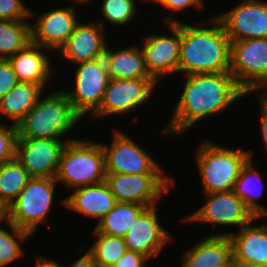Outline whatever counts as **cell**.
I'll return each instance as SVG.
<instances>
[{
	"instance_id": "6da1fadb",
	"label": "cell",
	"mask_w": 267,
	"mask_h": 267,
	"mask_svg": "<svg viewBox=\"0 0 267 267\" xmlns=\"http://www.w3.org/2000/svg\"><path fill=\"white\" fill-rule=\"evenodd\" d=\"M185 80L181 97L163 134H182L196 122L221 114L234 101L247 95L230 71L195 73L186 75Z\"/></svg>"
},
{
	"instance_id": "7a4b0ae2",
	"label": "cell",
	"mask_w": 267,
	"mask_h": 267,
	"mask_svg": "<svg viewBox=\"0 0 267 267\" xmlns=\"http://www.w3.org/2000/svg\"><path fill=\"white\" fill-rule=\"evenodd\" d=\"M165 18L166 24L181 22L178 72L190 75L230 71L231 41L216 17L207 20V28L191 26L171 16Z\"/></svg>"
},
{
	"instance_id": "3957f363",
	"label": "cell",
	"mask_w": 267,
	"mask_h": 267,
	"mask_svg": "<svg viewBox=\"0 0 267 267\" xmlns=\"http://www.w3.org/2000/svg\"><path fill=\"white\" fill-rule=\"evenodd\" d=\"M81 119L63 90L51 92L18 123L17 138L61 140Z\"/></svg>"
},
{
	"instance_id": "277c9868",
	"label": "cell",
	"mask_w": 267,
	"mask_h": 267,
	"mask_svg": "<svg viewBox=\"0 0 267 267\" xmlns=\"http://www.w3.org/2000/svg\"><path fill=\"white\" fill-rule=\"evenodd\" d=\"M55 179L68 189L106 181L101 144L88 138L68 142L62 151Z\"/></svg>"
},
{
	"instance_id": "5b68a950",
	"label": "cell",
	"mask_w": 267,
	"mask_h": 267,
	"mask_svg": "<svg viewBox=\"0 0 267 267\" xmlns=\"http://www.w3.org/2000/svg\"><path fill=\"white\" fill-rule=\"evenodd\" d=\"M200 145L195 160L204 193L233 190L242 167L250 159L249 150L226 148L208 140Z\"/></svg>"
},
{
	"instance_id": "8992f818",
	"label": "cell",
	"mask_w": 267,
	"mask_h": 267,
	"mask_svg": "<svg viewBox=\"0 0 267 267\" xmlns=\"http://www.w3.org/2000/svg\"><path fill=\"white\" fill-rule=\"evenodd\" d=\"M230 73L246 94L256 91L265 93L267 91V37L231 42Z\"/></svg>"
},
{
	"instance_id": "52a82bcc",
	"label": "cell",
	"mask_w": 267,
	"mask_h": 267,
	"mask_svg": "<svg viewBox=\"0 0 267 267\" xmlns=\"http://www.w3.org/2000/svg\"><path fill=\"white\" fill-rule=\"evenodd\" d=\"M56 183L53 177H32L8 206L9 222L31 235L35 234L38 225L46 221L50 212Z\"/></svg>"
},
{
	"instance_id": "ba28073f",
	"label": "cell",
	"mask_w": 267,
	"mask_h": 267,
	"mask_svg": "<svg viewBox=\"0 0 267 267\" xmlns=\"http://www.w3.org/2000/svg\"><path fill=\"white\" fill-rule=\"evenodd\" d=\"M174 181L165 173L106 174V182L116 202L139 203L147 207L157 205Z\"/></svg>"
},
{
	"instance_id": "9c48e42d",
	"label": "cell",
	"mask_w": 267,
	"mask_h": 267,
	"mask_svg": "<svg viewBox=\"0 0 267 267\" xmlns=\"http://www.w3.org/2000/svg\"><path fill=\"white\" fill-rule=\"evenodd\" d=\"M74 71V91H64L75 111L81 116L94 114L100 107L109 75L104 58L81 62Z\"/></svg>"
},
{
	"instance_id": "30bf717a",
	"label": "cell",
	"mask_w": 267,
	"mask_h": 267,
	"mask_svg": "<svg viewBox=\"0 0 267 267\" xmlns=\"http://www.w3.org/2000/svg\"><path fill=\"white\" fill-rule=\"evenodd\" d=\"M113 133L110 146L100 143L105 156L106 174L165 173L164 169L126 133L119 130Z\"/></svg>"
},
{
	"instance_id": "8fae6325",
	"label": "cell",
	"mask_w": 267,
	"mask_h": 267,
	"mask_svg": "<svg viewBox=\"0 0 267 267\" xmlns=\"http://www.w3.org/2000/svg\"><path fill=\"white\" fill-rule=\"evenodd\" d=\"M204 195L207 202L193 214L181 219V222L198 221L212 223L213 226L228 225L241 228L255 219L233 190L204 193Z\"/></svg>"
},
{
	"instance_id": "7c38bea8",
	"label": "cell",
	"mask_w": 267,
	"mask_h": 267,
	"mask_svg": "<svg viewBox=\"0 0 267 267\" xmlns=\"http://www.w3.org/2000/svg\"><path fill=\"white\" fill-rule=\"evenodd\" d=\"M156 85L157 82L153 78H109L102 103L93 116L128 113L146 103Z\"/></svg>"
},
{
	"instance_id": "4fadbf2b",
	"label": "cell",
	"mask_w": 267,
	"mask_h": 267,
	"mask_svg": "<svg viewBox=\"0 0 267 267\" xmlns=\"http://www.w3.org/2000/svg\"><path fill=\"white\" fill-rule=\"evenodd\" d=\"M73 140L17 138L15 158L31 177L55 178L62 151Z\"/></svg>"
},
{
	"instance_id": "5bb4252c",
	"label": "cell",
	"mask_w": 267,
	"mask_h": 267,
	"mask_svg": "<svg viewBox=\"0 0 267 267\" xmlns=\"http://www.w3.org/2000/svg\"><path fill=\"white\" fill-rule=\"evenodd\" d=\"M230 41L267 37V2L243 0L228 12L215 16Z\"/></svg>"
},
{
	"instance_id": "9a60e30c",
	"label": "cell",
	"mask_w": 267,
	"mask_h": 267,
	"mask_svg": "<svg viewBox=\"0 0 267 267\" xmlns=\"http://www.w3.org/2000/svg\"><path fill=\"white\" fill-rule=\"evenodd\" d=\"M167 27L171 36L149 35L144 39L143 47H141L146 69L156 82L166 74L178 73L181 22L167 24Z\"/></svg>"
},
{
	"instance_id": "2e32d148",
	"label": "cell",
	"mask_w": 267,
	"mask_h": 267,
	"mask_svg": "<svg viewBox=\"0 0 267 267\" xmlns=\"http://www.w3.org/2000/svg\"><path fill=\"white\" fill-rule=\"evenodd\" d=\"M156 207H147L123 236L127 250L140 253L149 260L158 256L172 238L158 221Z\"/></svg>"
},
{
	"instance_id": "e0dca14e",
	"label": "cell",
	"mask_w": 267,
	"mask_h": 267,
	"mask_svg": "<svg viewBox=\"0 0 267 267\" xmlns=\"http://www.w3.org/2000/svg\"><path fill=\"white\" fill-rule=\"evenodd\" d=\"M104 21L102 22H78L73 33L67 41L58 49L64 59L78 64L103 58L107 47L104 34Z\"/></svg>"
},
{
	"instance_id": "ac0fdd59",
	"label": "cell",
	"mask_w": 267,
	"mask_h": 267,
	"mask_svg": "<svg viewBox=\"0 0 267 267\" xmlns=\"http://www.w3.org/2000/svg\"><path fill=\"white\" fill-rule=\"evenodd\" d=\"M75 5L44 12L31 24L32 42L49 50L58 49L67 41L76 24Z\"/></svg>"
},
{
	"instance_id": "d6986e66",
	"label": "cell",
	"mask_w": 267,
	"mask_h": 267,
	"mask_svg": "<svg viewBox=\"0 0 267 267\" xmlns=\"http://www.w3.org/2000/svg\"><path fill=\"white\" fill-rule=\"evenodd\" d=\"M181 267L235 266L233 246L228 233H216L197 241L182 255Z\"/></svg>"
},
{
	"instance_id": "ffe728a7",
	"label": "cell",
	"mask_w": 267,
	"mask_h": 267,
	"mask_svg": "<svg viewBox=\"0 0 267 267\" xmlns=\"http://www.w3.org/2000/svg\"><path fill=\"white\" fill-rule=\"evenodd\" d=\"M255 218L241 227L239 234H228L233 246V262L241 267L267 263V225L252 226Z\"/></svg>"
},
{
	"instance_id": "44dd1931",
	"label": "cell",
	"mask_w": 267,
	"mask_h": 267,
	"mask_svg": "<svg viewBox=\"0 0 267 267\" xmlns=\"http://www.w3.org/2000/svg\"><path fill=\"white\" fill-rule=\"evenodd\" d=\"M66 209L99 221L114 207L116 199L106 181L74 189L62 200Z\"/></svg>"
},
{
	"instance_id": "7402d4cb",
	"label": "cell",
	"mask_w": 267,
	"mask_h": 267,
	"mask_svg": "<svg viewBox=\"0 0 267 267\" xmlns=\"http://www.w3.org/2000/svg\"><path fill=\"white\" fill-rule=\"evenodd\" d=\"M43 51L44 48L33 42L29 43L24 49L8 58L19 82H31L40 85L43 89L48 83L51 73L49 57Z\"/></svg>"
},
{
	"instance_id": "603a6c76",
	"label": "cell",
	"mask_w": 267,
	"mask_h": 267,
	"mask_svg": "<svg viewBox=\"0 0 267 267\" xmlns=\"http://www.w3.org/2000/svg\"><path fill=\"white\" fill-rule=\"evenodd\" d=\"M110 49L107 46L103 56L109 78H152L146 69L143 52L137 45L121 49L117 52Z\"/></svg>"
},
{
	"instance_id": "cb8c5ba5",
	"label": "cell",
	"mask_w": 267,
	"mask_h": 267,
	"mask_svg": "<svg viewBox=\"0 0 267 267\" xmlns=\"http://www.w3.org/2000/svg\"><path fill=\"white\" fill-rule=\"evenodd\" d=\"M43 88L31 82H19L5 96L0 98V115L10 118L13 125L18 123L37 104Z\"/></svg>"
},
{
	"instance_id": "d4e9b609",
	"label": "cell",
	"mask_w": 267,
	"mask_h": 267,
	"mask_svg": "<svg viewBox=\"0 0 267 267\" xmlns=\"http://www.w3.org/2000/svg\"><path fill=\"white\" fill-rule=\"evenodd\" d=\"M249 153L250 159L242 167L233 191L255 218H263L267 216V209L263 204H259L257 199L263 193L264 183L260 171L253 165L252 150H249Z\"/></svg>"
},
{
	"instance_id": "484cf974",
	"label": "cell",
	"mask_w": 267,
	"mask_h": 267,
	"mask_svg": "<svg viewBox=\"0 0 267 267\" xmlns=\"http://www.w3.org/2000/svg\"><path fill=\"white\" fill-rule=\"evenodd\" d=\"M147 208L139 203L116 202L114 207L97 223L99 233L123 237L139 215Z\"/></svg>"
},
{
	"instance_id": "4316f807",
	"label": "cell",
	"mask_w": 267,
	"mask_h": 267,
	"mask_svg": "<svg viewBox=\"0 0 267 267\" xmlns=\"http://www.w3.org/2000/svg\"><path fill=\"white\" fill-rule=\"evenodd\" d=\"M31 42V23L26 20H0V59H8Z\"/></svg>"
},
{
	"instance_id": "83f0119b",
	"label": "cell",
	"mask_w": 267,
	"mask_h": 267,
	"mask_svg": "<svg viewBox=\"0 0 267 267\" xmlns=\"http://www.w3.org/2000/svg\"><path fill=\"white\" fill-rule=\"evenodd\" d=\"M31 178L16 158L0 164V200L9 206Z\"/></svg>"
},
{
	"instance_id": "f1b7e54d",
	"label": "cell",
	"mask_w": 267,
	"mask_h": 267,
	"mask_svg": "<svg viewBox=\"0 0 267 267\" xmlns=\"http://www.w3.org/2000/svg\"><path fill=\"white\" fill-rule=\"evenodd\" d=\"M93 231L96 241L88 252L98 267H112L127 251L123 237Z\"/></svg>"
},
{
	"instance_id": "f546056e",
	"label": "cell",
	"mask_w": 267,
	"mask_h": 267,
	"mask_svg": "<svg viewBox=\"0 0 267 267\" xmlns=\"http://www.w3.org/2000/svg\"><path fill=\"white\" fill-rule=\"evenodd\" d=\"M6 224L10 230L6 231L2 227L0 228V267H5L23 256L24 251L20 242H24L32 236L29 232L10 222Z\"/></svg>"
},
{
	"instance_id": "4dcf8cb0",
	"label": "cell",
	"mask_w": 267,
	"mask_h": 267,
	"mask_svg": "<svg viewBox=\"0 0 267 267\" xmlns=\"http://www.w3.org/2000/svg\"><path fill=\"white\" fill-rule=\"evenodd\" d=\"M136 3L135 0H103L101 13L104 20L120 27L133 20Z\"/></svg>"
},
{
	"instance_id": "1f68e13d",
	"label": "cell",
	"mask_w": 267,
	"mask_h": 267,
	"mask_svg": "<svg viewBox=\"0 0 267 267\" xmlns=\"http://www.w3.org/2000/svg\"><path fill=\"white\" fill-rule=\"evenodd\" d=\"M17 128L11 123V126H5L0 123V164L15 159Z\"/></svg>"
},
{
	"instance_id": "d6a6232c",
	"label": "cell",
	"mask_w": 267,
	"mask_h": 267,
	"mask_svg": "<svg viewBox=\"0 0 267 267\" xmlns=\"http://www.w3.org/2000/svg\"><path fill=\"white\" fill-rule=\"evenodd\" d=\"M22 0H0V20H27L35 16Z\"/></svg>"
},
{
	"instance_id": "836d02e7",
	"label": "cell",
	"mask_w": 267,
	"mask_h": 267,
	"mask_svg": "<svg viewBox=\"0 0 267 267\" xmlns=\"http://www.w3.org/2000/svg\"><path fill=\"white\" fill-rule=\"evenodd\" d=\"M19 83L8 59H0V98Z\"/></svg>"
},
{
	"instance_id": "e575fe53",
	"label": "cell",
	"mask_w": 267,
	"mask_h": 267,
	"mask_svg": "<svg viewBox=\"0 0 267 267\" xmlns=\"http://www.w3.org/2000/svg\"><path fill=\"white\" fill-rule=\"evenodd\" d=\"M149 259L137 252L127 250L112 267H147Z\"/></svg>"
},
{
	"instance_id": "d590c367",
	"label": "cell",
	"mask_w": 267,
	"mask_h": 267,
	"mask_svg": "<svg viewBox=\"0 0 267 267\" xmlns=\"http://www.w3.org/2000/svg\"><path fill=\"white\" fill-rule=\"evenodd\" d=\"M203 0H165L161 5L171 11H180L185 8L191 7L199 10L203 9Z\"/></svg>"
},
{
	"instance_id": "8d00e7d4",
	"label": "cell",
	"mask_w": 267,
	"mask_h": 267,
	"mask_svg": "<svg viewBox=\"0 0 267 267\" xmlns=\"http://www.w3.org/2000/svg\"><path fill=\"white\" fill-rule=\"evenodd\" d=\"M256 98H258V103L260 106V129L263 138V143L265 144V149L267 152V95L265 93H258Z\"/></svg>"
},
{
	"instance_id": "74e56055",
	"label": "cell",
	"mask_w": 267,
	"mask_h": 267,
	"mask_svg": "<svg viewBox=\"0 0 267 267\" xmlns=\"http://www.w3.org/2000/svg\"><path fill=\"white\" fill-rule=\"evenodd\" d=\"M72 265L66 267H98L97 263L94 261L93 256L87 251L78 260L73 261ZM65 267V266H63Z\"/></svg>"
},
{
	"instance_id": "f35d334b",
	"label": "cell",
	"mask_w": 267,
	"mask_h": 267,
	"mask_svg": "<svg viewBox=\"0 0 267 267\" xmlns=\"http://www.w3.org/2000/svg\"><path fill=\"white\" fill-rule=\"evenodd\" d=\"M36 264L35 267H63L57 261L50 260L49 258H44V256H37L35 259Z\"/></svg>"
},
{
	"instance_id": "ab89813d",
	"label": "cell",
	"mask_w": 267,
	"mask_h": 267,
	"mask_svg": "<svg viewBox=\"0 0 267 267\" xmlns=\"http://www.w3.org/2000/svg\"><path fill=\"white\" fill-rule=\"evenodd\" d=\"M9 222V208L8 206L0 200V224L1 222Z\"/></svg>"
},
{
	"instance_id": "60d3db41",
	"label": "cell",
	"mask_w": 267,
	"mask_h": 267,
	"mask_svg": "<svg viewBox=\"0 0 267 267\" xmlns=\"http://www.w3.org/2000/svg\"><path fill=\"white\" fill-rule=\"evenodd\" d=\"M71 1H74V3H78V4H80L81 5V3H82V5L83 4H87V3H89L90 1H92V0H71Z\"/></svg>"
},
{
	"instance_id": "b9f144b4",
	"label": "cell",
	"mask_w": 267,
	"mask_h": 267,
	"mask_svg": "<svg viewBox=\"0 0 267 267\" xmlns=\"http://www.w3.org/2000/svg\"><path fill=\"white\" fill-rule=\"evenodd\" d=\"M141 1H143V0H141ZM144 1H145V3H146V1H148V2L149 1H151V2L153 1V2L161 5L165 0H144Z\"/></svg>"
},
{
	"instance_id": "7bdbcfd3",
	"label": "cell",
	"mask_w": 267,
	"mask_h": 267,
	"mask_svg": "<svg viewBox=\"0 0 267 267\" xmlns=\"http://www.w3.org/2000/svg\"><path fill=\"white\" fill-rule=\"evenodd\" d=\"M252 267H267V263L261 264V265H257V266H252Z\"/></svg>"
}]
</instances>
